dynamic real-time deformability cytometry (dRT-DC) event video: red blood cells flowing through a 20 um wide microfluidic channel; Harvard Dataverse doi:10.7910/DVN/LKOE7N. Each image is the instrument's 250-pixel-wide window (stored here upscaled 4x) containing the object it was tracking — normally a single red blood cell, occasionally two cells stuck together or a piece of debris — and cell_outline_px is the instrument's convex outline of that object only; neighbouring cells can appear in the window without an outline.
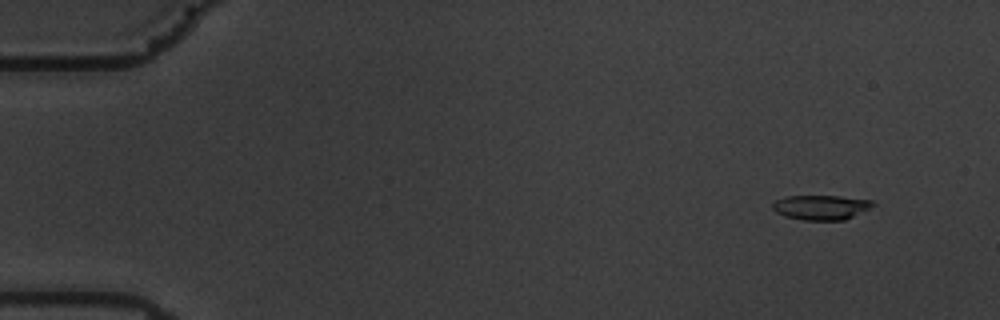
{"species": "common noctule bat (a hibernating species)", "species_latin": "Nyctalus noctula", "temperature_condition": "warm", "stored_images_in_passage": 60, "camera_frame_rate_fps": 3000, "um_per_image_px": 0.085, "animal": {"sex": "male", "body_mass_g": 19.5, "forearm_length_mm": 54.6}, "frame": {"image": 1, "passage_image": 6, "time_ms": 1.667, "image_size_px": [1000, 320], "cell_outline_px": [[876, 204], [844, 220], [804, 220], [784, 216], [776, 212], [772, 208], [772, 204], [776, 200], [784, 196], [840, 196], [872, 200]], "centroid_in_image_um": [69.75, 17.61], "position_along_channel_um": 15.3, "area_um2": 14.33}}
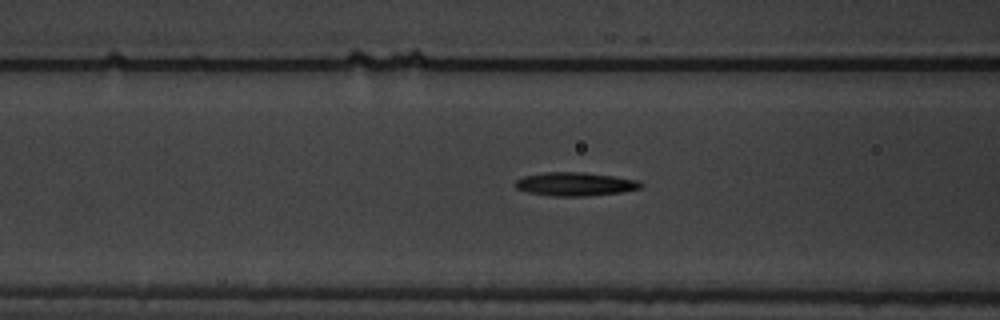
{"frame": {"image": 2, "passage_image": 25, "time_ms": 8.0, "image_size_px": [1000, 320], "cell_outline_px": [[644, 188], [624, 192], [588, 196], [552, 196], [528, 192], [516, 188], [516, 180], [524, 176], [544, 172], [584, 172], [640, 180], [644, 184]], "centroid_in_image_um": [48.97, 15.65], "position_along_channel_um": 117.6, "area_um2": 17.4}}
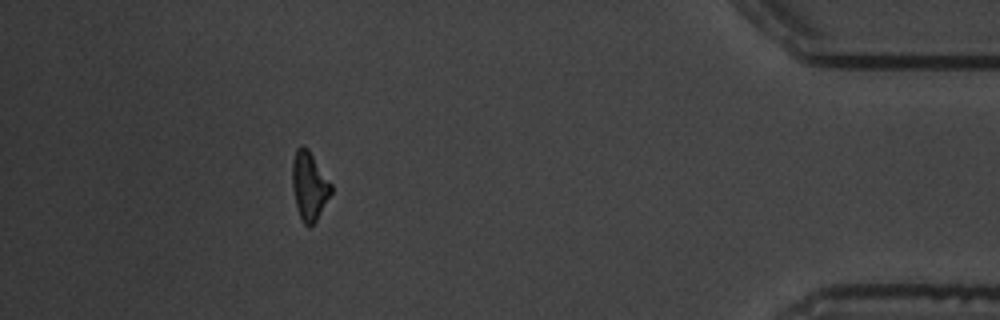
{"frame": {"image": 3, "passage_image": 54, "time_ms": 17.667, "image_size_px": [1000, 320], "cell_outline_px": [[332, 192], [316, 220], [308, 228], [304, 224], [300, 216], [296, 204], [292, 188], [292, 160], [296, 148], [300, 144], [308, 148], [332, 184]], "centroid_in_image_um": [26.28, 15.76], "position_along_channel_um": 408.9, "area_um2": 15.49}, "authors_computed_cell_mechanics": {"area_um2": 15.9528, "velocity_mm_per_s": 3.5296, "shape_relaxation_time_tau1_ms": 3.8017, "shape_relaxation_time_tau2_ms": null, "deformation_change_tau1": 0.1479, "deformation_change_tau2": null}}